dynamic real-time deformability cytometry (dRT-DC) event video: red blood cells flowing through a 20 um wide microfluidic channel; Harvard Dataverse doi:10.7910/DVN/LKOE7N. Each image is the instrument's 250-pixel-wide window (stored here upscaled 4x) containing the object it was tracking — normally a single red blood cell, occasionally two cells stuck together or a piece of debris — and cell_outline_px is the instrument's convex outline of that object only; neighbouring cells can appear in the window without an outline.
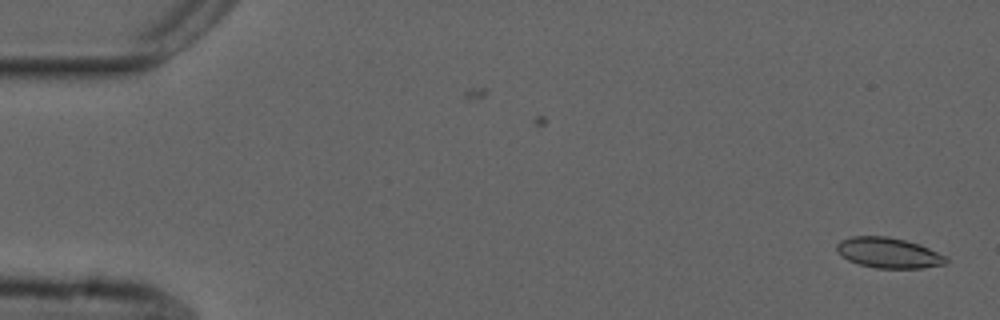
{"species": "common noctule bat (a hibernating species)", "species_latin": "Nyctalus noctula", "temperature_condition": "cold", "stored_images_in_passage": 54, "camera_frame_rate_fps": 3000, "um_per_image_px": 0.085, "animal": {"sex": "male", "forearm_length_mm": 52.5}, "frame": {"image": 1, "passage_image": 1, "time_ms": 0.0, "image_size_px": [1000, 320], "cell_outline_px": [[948, 260], [944, 264], [920, 268], [876, 268], [860, 264], [848, 260], [836, 252], [836, 244], [840, 240], [852, 236], [888, 236], [920, 244], [948, 256]], "centroid_in_image_um": [75.52, 21.48], "position_along_channel_um": 9.5, "area_um2": 19.48}}
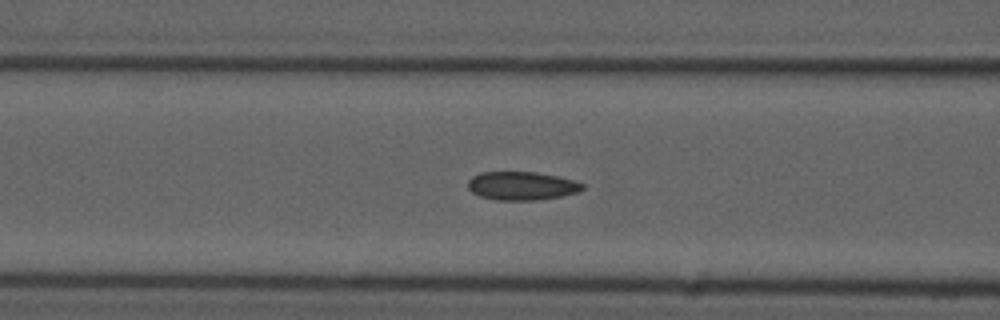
{"frame": {"image": 2, "passage_image": 21, "time_ms": 6.667, "image_size_px": [1000, 320], "cell_outline_px": [[584, 188], [580, 192], [560, 196], [536, 200], [496, 200], [480, 196], [472, 192], [468, 188], [468, 180], [472, 176], [480, 172], [536, 172], [556, 176], [572, 180], [584, 184]], "centroid_in_image_um": [44.33, 15.79], "position_along_channel_um": 122.3, "area_um2": 18.96}}
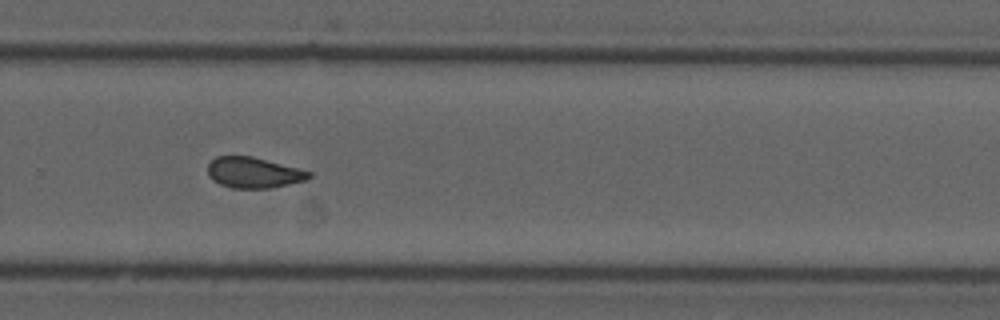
{"frame": {"image": 3, "passage_image": 36, "time_ms": 11.667, "image_size_px": [1000, 320], "cell_outline_px": [[312, 176], [304, 180], [288, 184], [268, 188], [232, 188], [220, 184], [212, 180], [208, 176], [208, 164], [216, 156], [252, 156], [312, 172]], "centroid_in_image_um": [21.52, 14.67], "position_along_channel_um": 308.3, "area_um2": 17.98}, "authors_computed_cell_mechanics": {"area_um2": 19.1896, "velocity_mm_per_s": 3.7244, "shape_relaxation_time_tau1_ms": 10.9693, "shape_relaxation_time_tau2_ms": 2.848, "deformation_change_tau1": 0.1677, "deformation_change_tau2": 0.073}}